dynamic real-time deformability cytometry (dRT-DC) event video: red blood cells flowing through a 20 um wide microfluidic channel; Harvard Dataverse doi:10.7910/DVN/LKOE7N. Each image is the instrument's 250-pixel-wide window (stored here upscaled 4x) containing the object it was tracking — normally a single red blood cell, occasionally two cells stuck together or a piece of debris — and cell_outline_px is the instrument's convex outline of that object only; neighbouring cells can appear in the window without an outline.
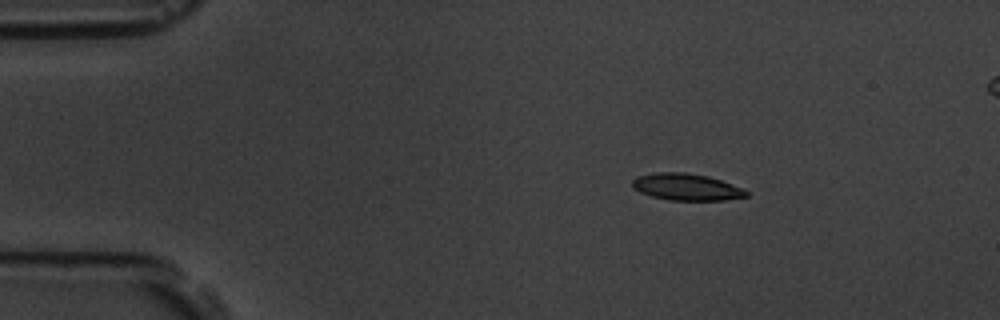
{"species": "common noctule bat (a hibernating species)", "species_latin": "Nyctalus noctula", "temperature_condition": "room temperature", "stored_images_in_passage": 49, "camera_frame_rate_fps": 3000, "um_per_image_px": 0.085, "animal": {"sex": "male", "body_mass_g": 19.5, "forearm_length_mm": 54.6}, "frame": {"image": 1, "passage_image": 1, "time_ms": 0.0, "image_size_px": [1000, 320], "cell_outline_px": [[752, 192], [748, 196], [724, 200], [668, 200], [652, 196], [640, 192], [632, 188], [632, 180], [636, 176], [656, 172], [684, 172], [708, 176], [720, 180]], "centroid_in_image_um": [58.33, 15.89], "position_along_channel_um": 26.7, "area_um2": 17.86}}
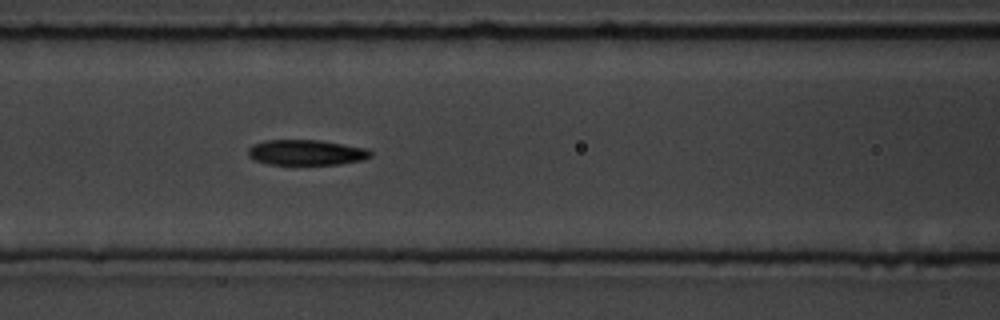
{"frame": {"image": 2, "passage_image": 16, "time_ms": 5.0, "image_size_px": [1000, 320], "cell_outline_px": [[372, 156], [364, 160], [340, 164], [268, 164], [252, 160], [248, 156], [248, 148], [252, 144], [264, 140], [320, 140], [368, 148], [372, 152]], "centroid_in_image_um": [26.03, 12.95], "position_along_channel_um": 140.6, "area_um2": 18.38}}
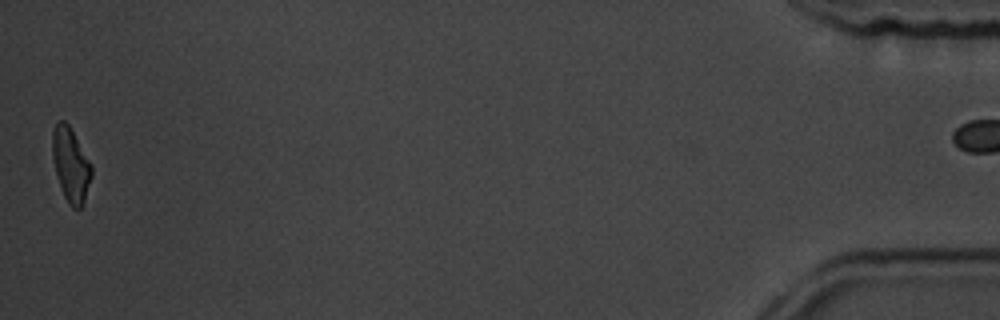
{"frame": {"image": 3, "passage_image": 48, "time_ms": 15.667, "image_size_px": [1000, 320], "cell_outline_px": [[92, 176], [84, 204], [80, 208], [72, 208], [68, 204], [64, 196], [56, 172], [52, 156], [52, 128], [56, 120], [64, 120], [68, 124], [92, 164]], "centroid_in_image_um": [6.02, 13.99], "position_along_channel_um": 429.2, "area_um2": 17.05}}